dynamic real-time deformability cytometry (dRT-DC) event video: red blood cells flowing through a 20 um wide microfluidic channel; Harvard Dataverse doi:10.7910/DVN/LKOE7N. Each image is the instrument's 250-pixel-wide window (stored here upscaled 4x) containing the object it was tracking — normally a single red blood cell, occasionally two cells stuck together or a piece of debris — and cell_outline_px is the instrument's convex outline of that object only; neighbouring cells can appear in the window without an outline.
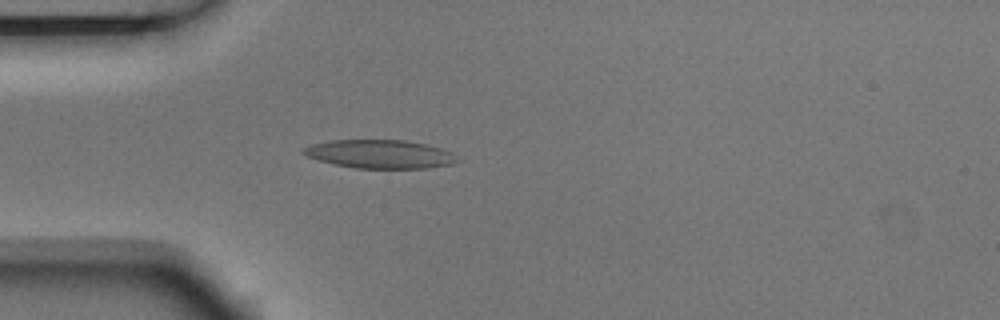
{"species": "Egyptian fruit bat (a non-hibernating species)", "species_latin": "Rousettus aegyptiacus", "temperature_condition": "room temperature", "stored_images_in_passage": 4, "camera_frame_rate_fps": 3000, "um_per_image_px": 0.085, "animal": {"sex": "male"}, "frame": {"image": 1, "passage_image": 4, "time_ms": 1.0, "image_size_px": [1000, 320], "cell_outline_px": [[460, 160], [452, 164], [428, 168], [356, 168], [336, 164], [320, 160], [308, 156], [300, 152], [304, 148], [312, 144], [332, 140], [404, 140], [424, 144], [440, 148], [452, 152]], "centroid_in_image_um": [32.33, 13.1], "position_along_channel_um": 52.7, "area_um2": 25.32}}